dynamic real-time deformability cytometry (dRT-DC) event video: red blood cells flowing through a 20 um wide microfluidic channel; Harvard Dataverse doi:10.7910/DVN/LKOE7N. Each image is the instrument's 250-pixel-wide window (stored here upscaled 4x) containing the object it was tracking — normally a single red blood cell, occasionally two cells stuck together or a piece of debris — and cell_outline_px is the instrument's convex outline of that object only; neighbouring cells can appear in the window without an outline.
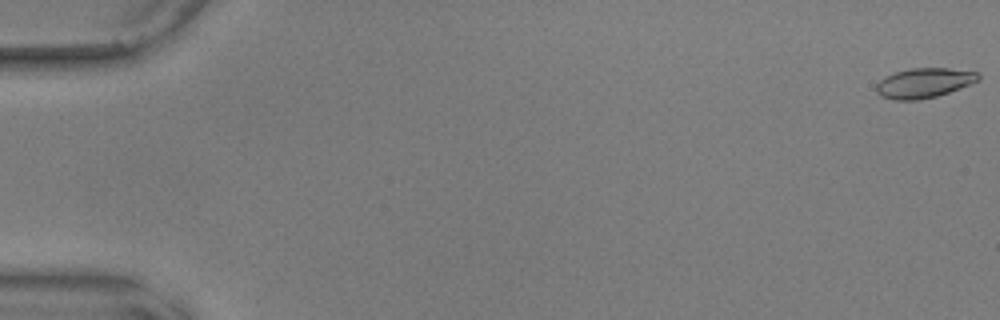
{"species": "common noctule bat (a hibernating species)", "species_latin": "Nyctalus noctula", "temperature_condition": "warm", "stored_images_in_passage": 21, "camera_frame_rate_fps": 3000, "um_per_image_px": 0.085, "animal": {"sex": "male", "body_mass_g": 17.9, "forearm_length_mm": 54.2}, "frame": {"image": 1, "passage_image": 1, "time_ms": 0.0, "image_size_px": [1000, 320], "cell_outline_px": [[980, 80], [960, 88], [936, 96], [920, 100], [892, 100], [880, 96], [876, 92], [876, 84], [884, 76], [896, 72], [912, 68], [948, 68], [980, 72]], "centroid_in_image_um": [78.53, 7.05], "position_along_channel_um": 6.5, "area_um2": 17.86}}
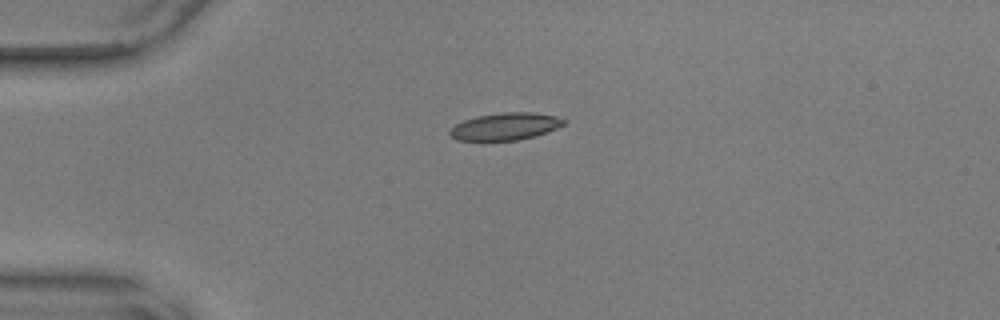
{"frame": {"image": 2, "passage_image": 15, "time_ms": 4.667, "image_size_px": [1000, 320], "cell_outline_px": [[568, 120], [564, 124], [556, 128], [536, 136], [516, 140], [456, 140], [448, 132], [456, 124], [464, 120], [476, 116], [504, 112], [532, 112], [556, 116]], "centroid_in_image_um": [42.97, 10.74], "position_along_channel_um": 42.0, "area_um2": 17.98}}